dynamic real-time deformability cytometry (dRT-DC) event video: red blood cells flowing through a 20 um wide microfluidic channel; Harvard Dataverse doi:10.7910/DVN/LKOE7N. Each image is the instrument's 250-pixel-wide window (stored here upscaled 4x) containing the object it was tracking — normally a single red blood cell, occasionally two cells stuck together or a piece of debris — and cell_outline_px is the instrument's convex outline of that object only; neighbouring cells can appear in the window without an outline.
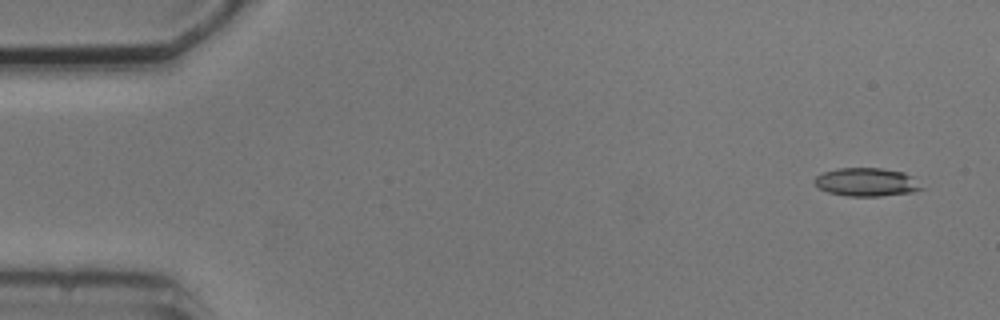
{"species": "common noctule bat (a hibernating species)", "species_latin": "Nyctalus noctula", "temperature_condition": "cold", "stored_images_in_passage": 7, "camera_frame_rate_fps": 3000, "um_per_image_px": 0.085, "animal": {"sex": "male", "body_mass_g": 20.5, "forearm_length_mm": 52.5}, "frame": {"image": 1, "passage_image": 1, "time_ms": 0.0, "image_size_px": [1000, 320], "cell_outline_px": [[924, 188], [912, 192], [880, 196], [848, 196], [828, 192], [820, 188], [812, 180], [816, 176], [824, 172], [836, 168], [880, 168], [904, 172], [912, 176]], "centroid_in_image_um": [73.65, 15.47], "position_along_channel_um": 11.3, "area_um2": 17.63}}
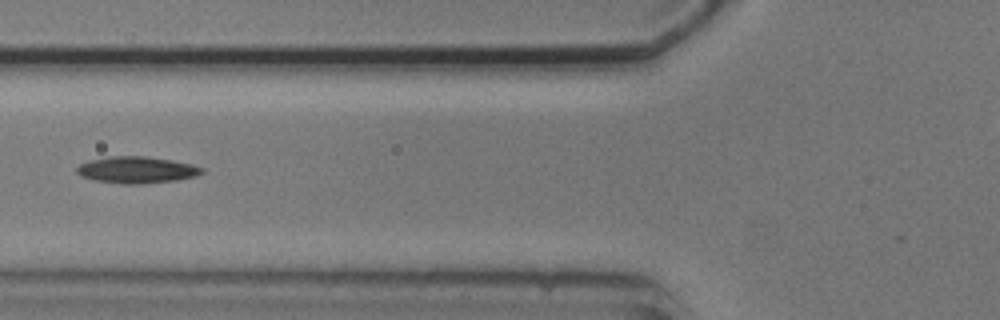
{"frame": {"image": 2, "passage_image": 6, "time_ms": 6.0, "image_size_px": [1000, 320], "cell_outline_px": [[204, 172], [196, 176], [176, 180], [144, 184], [120, 184], [96, 180], [80, 176], [76, 172], [76, 168], [80, 164], [92, 160], [112, 156], [144, 156], [172, 160], [192, 164], [204, 168]], "centroid_in_image_um": [11.64, 14.45], "position_along_channel_um": 114.2, "area_um2": 19.42}}